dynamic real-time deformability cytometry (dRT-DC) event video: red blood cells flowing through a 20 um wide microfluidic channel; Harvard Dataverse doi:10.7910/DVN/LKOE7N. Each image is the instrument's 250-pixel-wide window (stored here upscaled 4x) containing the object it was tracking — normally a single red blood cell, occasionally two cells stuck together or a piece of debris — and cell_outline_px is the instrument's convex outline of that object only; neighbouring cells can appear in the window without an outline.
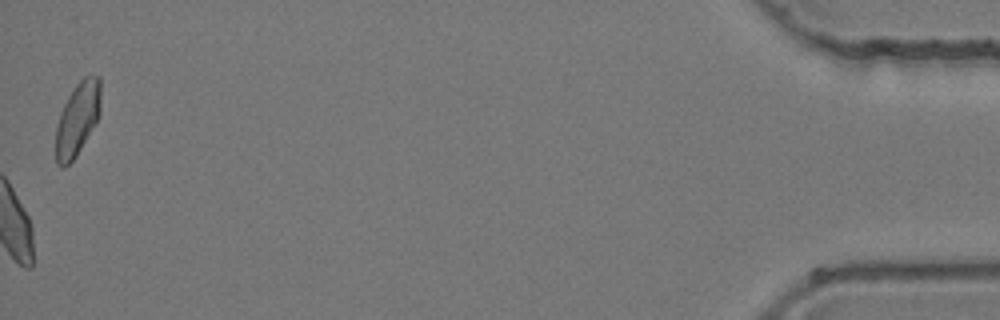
{"species": "common noctule bat (a hibernating species)", "species_latin": "Nyctalus noctula", "temperature_condition": "room temperature", "stored_images_in_passage": 47, "camera_frame_rate_fps": 3000, "um_per_image_px": 0.085, "animal": {"sex": "female", "body_mass_g": 24.6, "forearm_length_mm": 56.2}, "frame": {"image": 1, "passage_image": 47, "time_ms": 15.333, "image_size_px": [1000, 320], "cell_outline_px": [[100, 112], [96, 124], [76, 156], [64, 168], [60, 168], [56, 164], [56, 128], [60, 112], [68, 96], [76, 84], [84, 76], [100, 76]], "centroid_in_image_um": [6.58, 10.13], "position_along_channel_um": 428.6, "area_um2": 19.25}}